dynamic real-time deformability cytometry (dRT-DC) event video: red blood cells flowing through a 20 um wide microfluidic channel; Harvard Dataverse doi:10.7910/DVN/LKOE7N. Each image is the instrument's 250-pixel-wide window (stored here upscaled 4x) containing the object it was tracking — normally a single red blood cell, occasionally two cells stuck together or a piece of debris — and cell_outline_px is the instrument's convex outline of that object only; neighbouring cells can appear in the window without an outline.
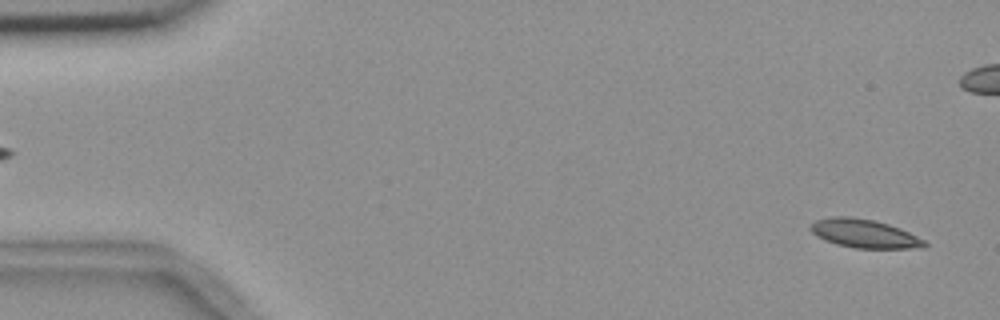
{"species": "common noctule bat (a hibernating species)", "species_latin": "Nyctalus noctula", "temperature_condition": "room temperature", "stored_images_in_passage": 56, "camera_frame_rate_fps": 3000, "um_per_image_px": 0.085, "animal": {"sex": "female", "body_mass_g": 18.4}, "frame": {"image": 1, "passage_image": 2, "time_ms": 0.333, "image_size_px": [1000, 320], "cell_outline_px": [[928, 244], [924, 248], [856, 248], [836, 244], [824, 240], [816, 236], [808, 228], [816, 220], [832, 216], [852, 216], [872, 220], [888, 224], [900, 228], [924, 240]], "centroid_in_image_um": [73.44, 19.85], "position_along_channel_um": 11.6, "area_um2": 18.96}}
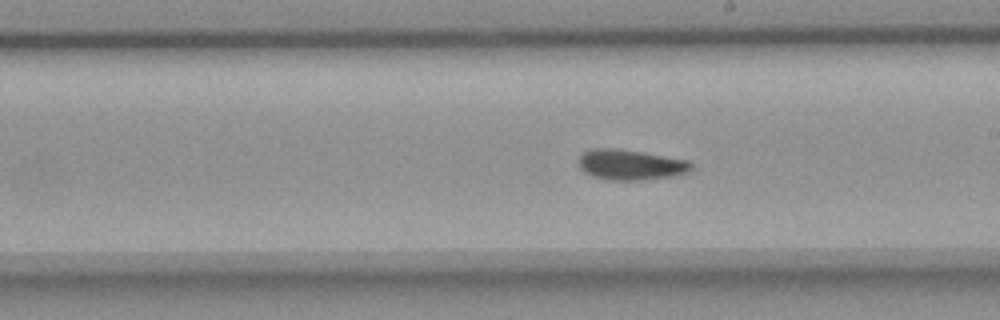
{"frame": {"image": 2, "passage_image": 31, "time_ms": 10.0, "image_size_px": [1000, 320], "cell_outline_px": [[692, 168], [688, 172], [676, 176], [640, 180], [604, 180], [592, 176], [584, 172], [580, 168], [580, 156], [584, 152], [596, 148], [616, 148], [688, 160], [692, 164]], "centroid_in_image_um": [53.6, 14.02], "position_along_channel_um": 235.4, "area_um2": 19.88}}
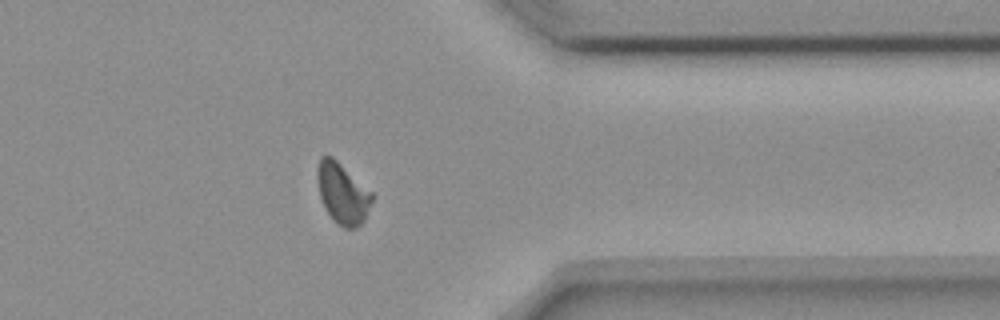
{"frame": {"image": 3, "passage_image": 44, "time_ms": 14.333, "image_size_px": [1000, 320], "cell_outline_px": [[376, 196], [364, 220], [356, 228], [344, 228], [332, 220], [324, 208], [320, 196], [316, 180], [316, 172], [320, 156], [332, 156], [372, 192]], "centroid_in_image_um": [29.12, 16.45], "position_along_channel_um": 382.3, "area_um2": 19.65}, "authors_computed_cell_mechanics": {"area_um2": 19.3052, "velocity_mm_per_s": 3.6312, "shape_relaxation_time_tau1_ms": 10.6468, "shape_relaxation_time_tau2_ms": 2.17, "deformation_change_tau1": 0.1904, "deformation_change_tau2": 0.0673}}